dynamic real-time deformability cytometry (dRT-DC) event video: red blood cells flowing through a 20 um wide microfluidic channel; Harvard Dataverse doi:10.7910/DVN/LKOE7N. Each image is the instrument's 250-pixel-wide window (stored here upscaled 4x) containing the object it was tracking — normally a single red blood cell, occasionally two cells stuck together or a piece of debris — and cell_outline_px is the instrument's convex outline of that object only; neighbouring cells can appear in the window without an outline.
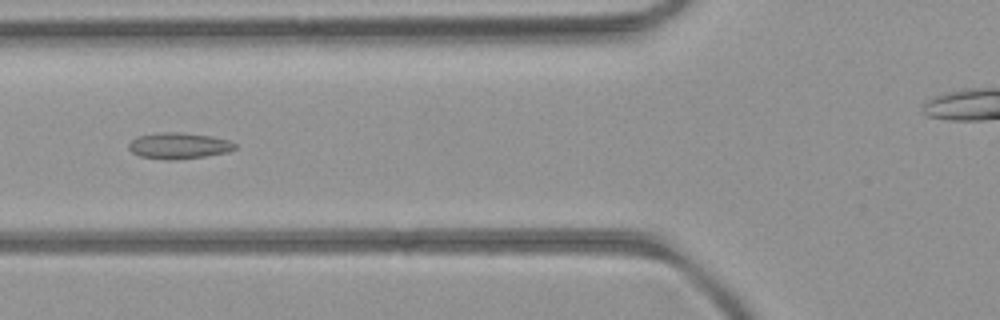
{"species": "common noctule bat (a hibernating species)", "species_latin": "Nyctalus noctula", "temperature_condition": "room temperature", "stored_images_in_passage": 53, "camera_frame_rate_fps": 3000, "um_per_image_px": 0.085, "animal": {"sex": "female", "body_mass_g": 21.9}, "frame": {"image": 1, "passage_image": 20, "time_ms": 6.333, "image_size_px": [1000, 320], "cell_outline_px": [[236, 148], [228, 152], [204, 156], [176, 160], [168, 160], [140, 156], [132, 152], [128, 148], [128, 144], [136, 136], [160, 132], [176, 132], [212, 136], [228, 140], [236, 144]], "centroid_in_image_um": [15.18, 12.38], "position_along_channel_um": 110.6, "area_um2": 16.18}}
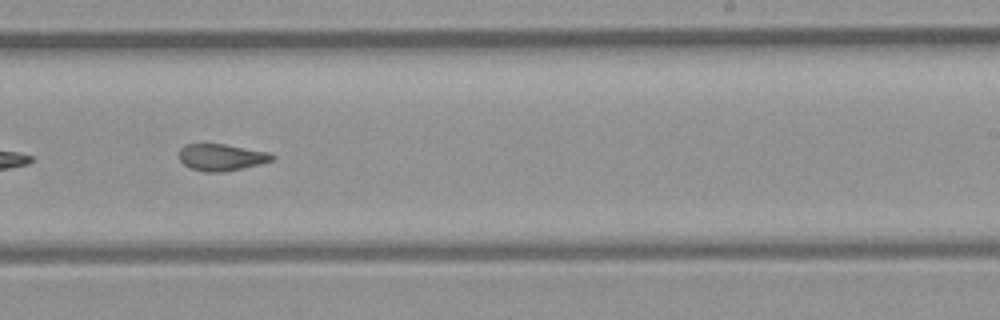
{"frame": {"image": 2, "passage_image": 32, "time_ms": 10.333, "image_size_px": [1000, 320], "cell_outline_px": [[276, 156], [272, 160], [260, 164], [244, 168], [224, 172], [204, 172], [192, 168], [184, 164], [180, 160], [180, 148], [184, 144], [224, 144], [268, 152]], "centroid_in_image_um": [18.83, 13.37], "position_along_channel_um": 270.2, "area_um2": 14.45}}
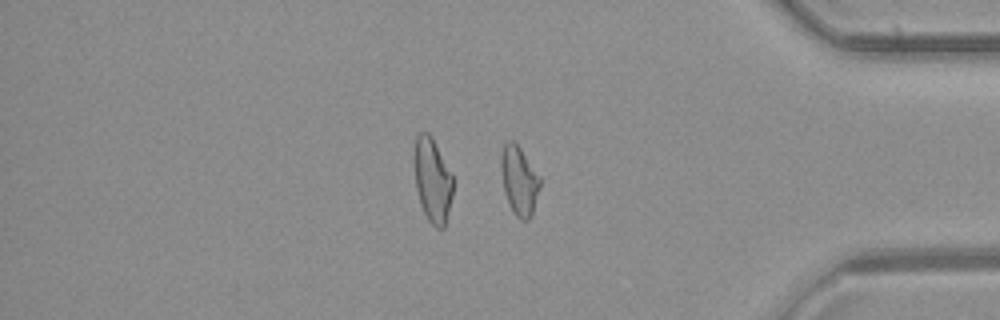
{"frame": {"image": 3, "passage_image": 43, "time_ms": 14.0, "image_size_px": [1000, 320], "cell_outline_px": [[540, 188], [532, 216], [528, 220], [520, 220], [512, 212], [504, 192], [500, 168], [500, 156], [504, 140], [512, 140], [520, 148], [540, 176]], "centroid_in_image_um": [44.11, 15.35], "position_along_channel_um": 391.1, "area_um2": 15.95}, "authors_computed_cell_mechanics": {"area_um2": 16.2418, "velocity_mm_per_s": 3.9853, "shape_relaxation_time_tau1_ms": null, "shape_relaxation_time_tau2_ms": 2.386, "deformation_change_tau1": null, "deformation_change_tau2": 0.0936}}